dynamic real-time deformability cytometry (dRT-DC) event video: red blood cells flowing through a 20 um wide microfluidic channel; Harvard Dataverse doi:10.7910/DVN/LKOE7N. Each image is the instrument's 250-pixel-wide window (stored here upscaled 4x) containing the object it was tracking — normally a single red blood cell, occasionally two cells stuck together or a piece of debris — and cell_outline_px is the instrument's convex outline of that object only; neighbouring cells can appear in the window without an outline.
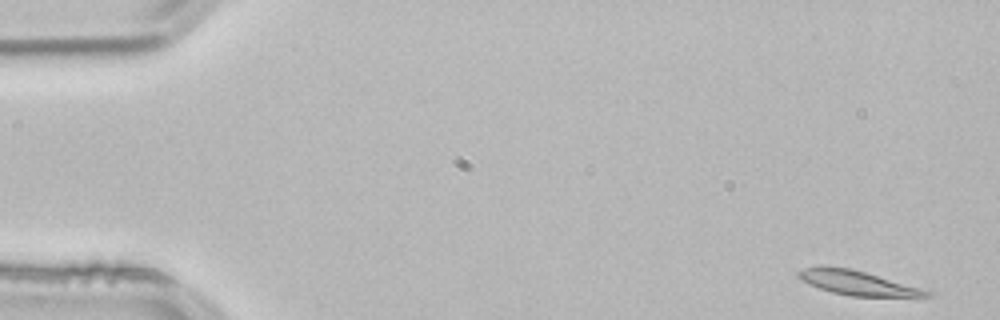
{"species": "common noctule bat (a hibernating species)", "species_latin": "Nyctalus noctula", "temperature_condition": "room temperature", "stored_images_in_passage": 52, "camera_frame_rate_fps": 3000, "um_per_image_px": 0.085, "animal": {"sex": "male", "body_mass_g": 21.5, "forearm_length_mm": 52.0}, "frame": {"image": 1, "passage_image": 1, "time_ms": 0.0, "image_size_px": [1000, 320], "cell_outline_px": [[932, 296], [852, 296], [832, 292], [820, 288], [796, 276], [796, 272], [804, 268], [820, 264], [852, 268], [920, 288], [932, 292]], "centroid_in_image_um": [72.81, 24.0], "position_along_channel_um": 12.2, "area_um2": 18.03}}
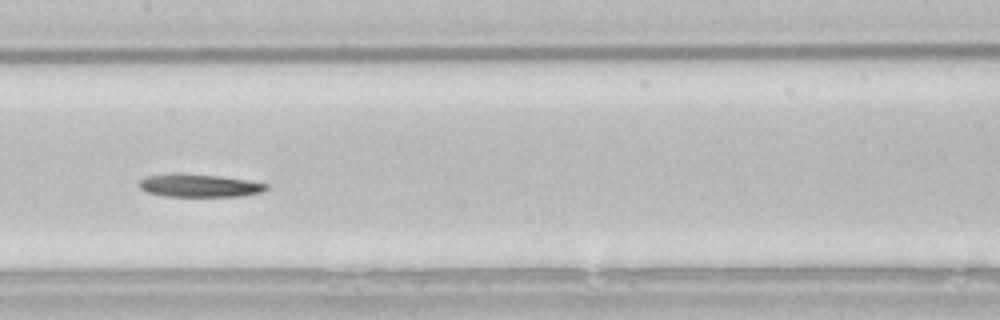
{"frame": {"image": 2, "passage_image": 25, "time_ms": 8.0, "image_size_px": [1000, 320], "cell_outline_px": [[268, 188], [264, 192], [240, 196], [164, 196], [148, 192], [140, 188], [140, 180], [148, 176], [220, 176], [248, 180], [268, 184]], "centroid_in_image_um": [17.07, 15.82], "position_along_channel_um": 190.3, "area_um2": 16.01}}
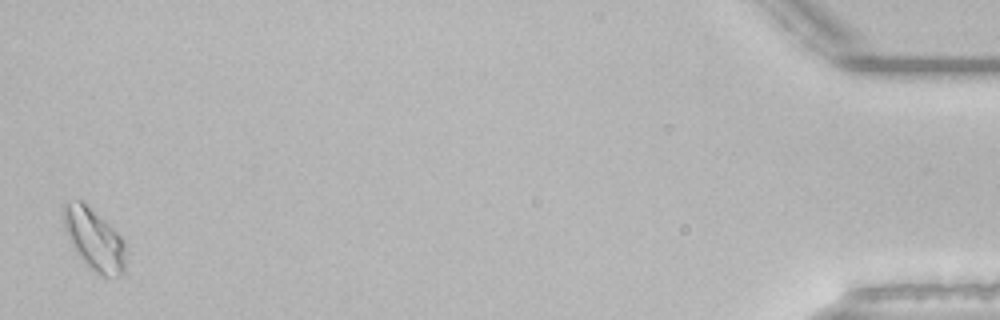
{"frame": {"image": 3, "passage_image": 51, "time_ms": 16.667, "image_size_px": [1000, 320], "cell_outline_px": [[124, 272], [120, 276], [100, 276], [80, 256], [72, 244], [68, 236], [64, 224], [64, 204], [76, 200], [80, 200], [104, 220], [124, 240]], "centroid_in_image_um": [8.02, 20.36], "position_along_channel_um": 427.2, "area_um2": 21.33}}